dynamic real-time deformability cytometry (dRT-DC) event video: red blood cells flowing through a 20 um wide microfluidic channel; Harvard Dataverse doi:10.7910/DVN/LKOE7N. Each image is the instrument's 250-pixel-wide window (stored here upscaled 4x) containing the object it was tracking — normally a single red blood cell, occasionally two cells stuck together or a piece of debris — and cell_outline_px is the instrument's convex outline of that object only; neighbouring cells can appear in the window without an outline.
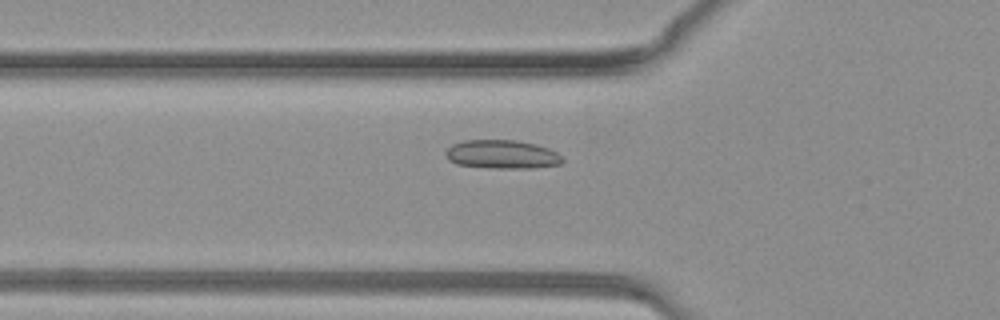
{"species": "common noctule bat (a hibernating species)", "species_latin": "Nyctalus noctula", "temperature_condition": "warm", "stored_images_in_passage": 41, "camera_frame_rate_fps": 3000, "um_per_image_px": 0.085, "animal": {"sex": "female", "body_mass_g": 19.3, "forearm_length_mm": 54.1}, "frame": {"image": 1, "passage_image": 14, "time_ms": 4.333, "image_size_px": [1000, 320], "cell_outline_px": [[564, 160], [560, 164], [532, 168], [488, 168], [456, 164], [448, 160], [444, 152], [452, 144], [464, 140], [516, 140], [536, 144], [548, 148], [556, 152]], "centroid_in_image_um": [42.64, 13.12], "position_along_channel_um": 83.2, "area_um2": 19.59}}
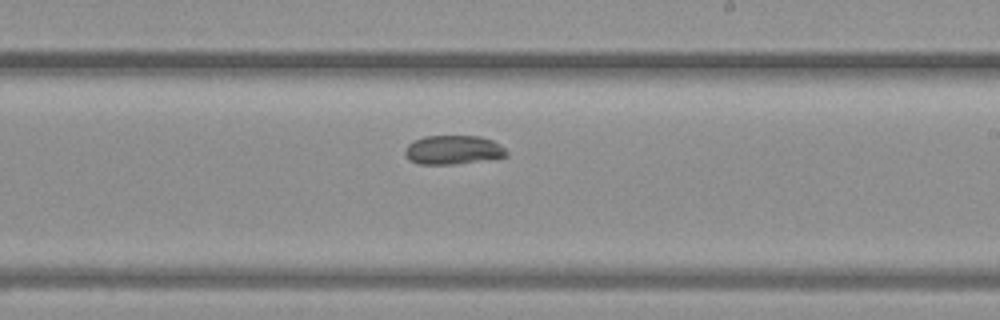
{"frame": {"image": 2, "passage_image": 24, "time_ms": 7.667, "image_size_px": [1000, 320], "cell_outline_px": [[508, 156], [496, 160], [452, 164], [420, 164], [408, 160], [404, 152], [404, 148], [412, 140], [424, 136], [480, 136], [492, 140], [500, 144], [508, 152]], "centroid_in_image_um": [38.54, 12.75], "position_along_channel_um": 250.5, "area_um2": 17.63}}
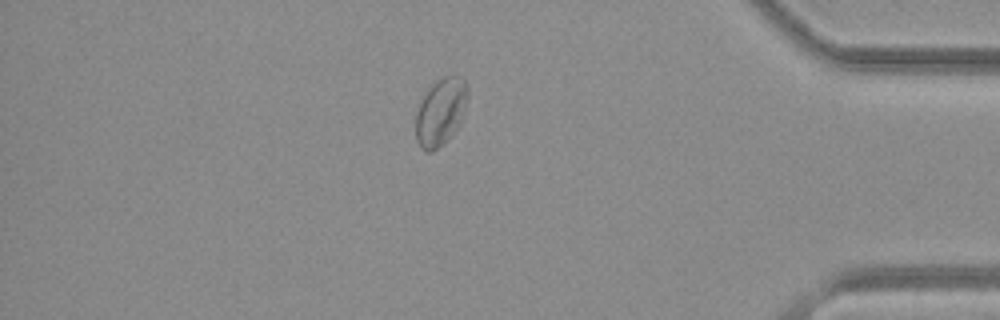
{"frame": {"image": 3, "passage_image": 35, "time_ms": 11.333, "image_size_px": [1000, 320], "cell_outline_px": [[468, 96], [460, 124], [432, 152], [424, 152], [420, 148], [416, 140], [416, 116], [420, 96], [436, 80], [444, 76], [460, 76], [468, 84]], "centroid_in_image_um": [37.43, 9.46], "position_along_channel_um": 397.8, "area_um2": 20.4}}